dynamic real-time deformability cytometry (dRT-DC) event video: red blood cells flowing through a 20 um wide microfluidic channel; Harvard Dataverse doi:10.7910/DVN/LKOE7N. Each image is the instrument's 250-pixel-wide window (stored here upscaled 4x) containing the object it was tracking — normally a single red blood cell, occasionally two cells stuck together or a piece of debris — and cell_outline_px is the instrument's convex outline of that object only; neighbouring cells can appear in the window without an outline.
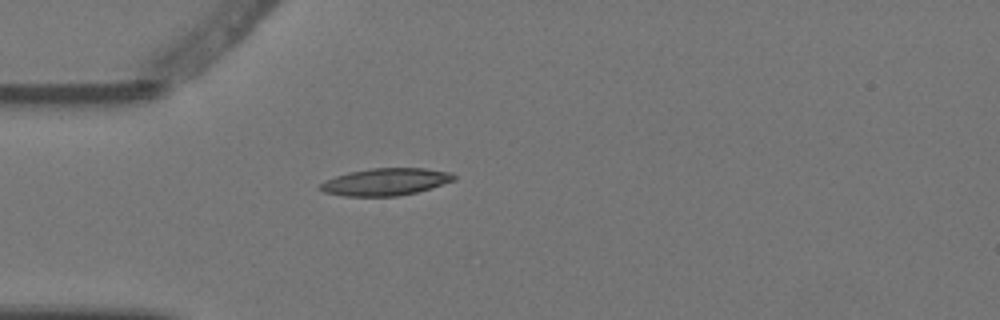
{"species": "Egyptian fruit bat (a non-hibernating species)", "species_latin": "Rousettus aegyptiacus", "temperature_condition": "warm", "stored_images_in_passage": 1, "camera_frame_rate_fps": 3000, "um_per_image_px": 0.085, "animal": {"sex": "female"}, "frame": {"image": 1, "passage_image": 1, "time_ms": 0.0, "image_size_px": [1000, 320], "cell_outline_px": [[456, 180], [432, 188], [416, 192], [396, 196], [344, 196], [324, 192], [320, 188], [320, 184], [336, 176], [348, 172], [372, 168], [424, 168], [452, 172], [456, 176]], "centroid_in_image_um": [32.83, 15.45], "position_along_channel_um": 52.2, "area_um2": 21.15}}